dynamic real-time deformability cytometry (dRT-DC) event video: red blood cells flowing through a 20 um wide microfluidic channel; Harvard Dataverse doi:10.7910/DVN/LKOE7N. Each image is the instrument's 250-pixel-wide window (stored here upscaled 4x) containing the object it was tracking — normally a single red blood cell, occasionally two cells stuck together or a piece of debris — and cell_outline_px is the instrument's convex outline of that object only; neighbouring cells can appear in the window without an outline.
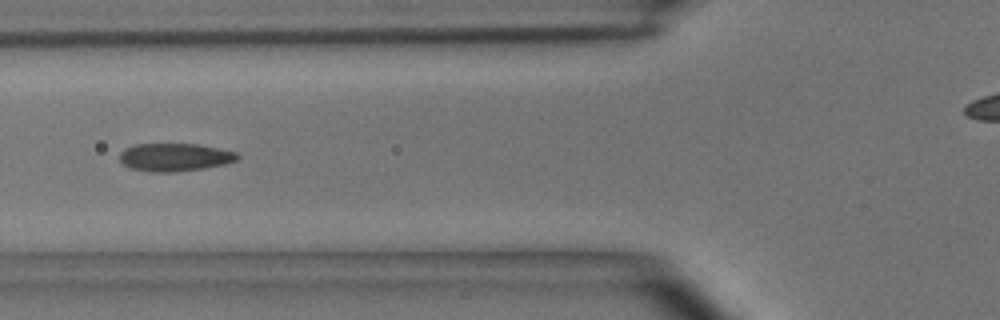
{"species": "common noctule bat (a hibernating species)", "species_latin": "Nyctalus noctula", "temperature_condition": "room temperature", "stored_images_in_passage": 6, "camera_frame_rate_fps": 3000, "um_per_image_px": 0.085, "animal": {"sex": "male", "body_mass_g": 15.6}, "frame": {"image": 1, "passage_image": 6, "time_ms": 1.667, "image_size_px": [1000, 320], "cell_outline_px": [[240, 156], [236, 160], [224, 164], [204, 168], [172, 172], [148, 172], [132, 168], [124, 164], [120, 160], [120, 152], [124, 148], [136, 144], [196, 144], [236, 152]], "centroid_in_image_um": [14.83, 13.36], "position_along_channel_um": 111.0, "area_um2": 19.02}}